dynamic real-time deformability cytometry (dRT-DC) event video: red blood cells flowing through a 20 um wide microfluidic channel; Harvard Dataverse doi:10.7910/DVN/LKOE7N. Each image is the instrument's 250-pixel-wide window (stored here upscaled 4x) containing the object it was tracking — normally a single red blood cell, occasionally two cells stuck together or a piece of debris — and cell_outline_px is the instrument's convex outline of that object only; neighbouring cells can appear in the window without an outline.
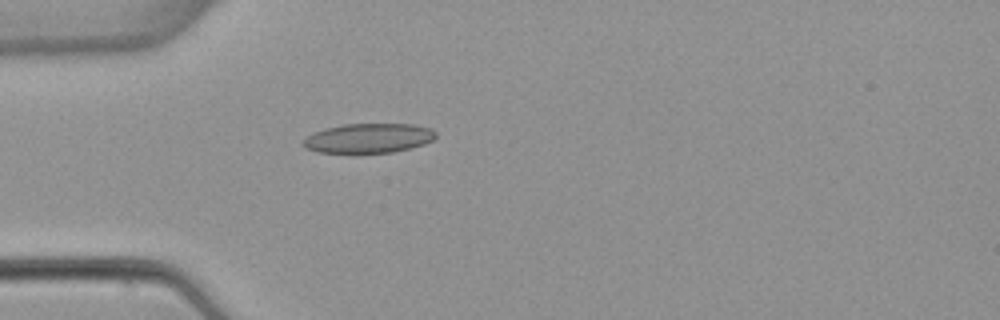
{"species": "common noctule bat (a hibernating species)", "species_latin": "Nyctalus noctula", "temperature_condition": "warm", "stored_images_in_passage": 5, "camera_frame_rate_fps": 3000, "um_per_image_px": 0.085, "animal": {"sex": "female", "body_mass_g": 22.7, "forearm_length_mm": 54.2}, "frame": {"image": 1, "passage_image": 5, "time_ms": 5.0, "image_size_px": [1000, 320], "cell_outline_px": [[436, 136], [432, 140], [424, 144], [392, 152], [356, 156], [316, 152], [304, 148], [300, 144], [312, 132], [324, 128], [344, 124], [412, 124], [432, 128], [436, 132]], "centroid_in_image_um": [31.24, 11.79], "position_along_channel_um": 53.8, "area_um2": 23.87}}